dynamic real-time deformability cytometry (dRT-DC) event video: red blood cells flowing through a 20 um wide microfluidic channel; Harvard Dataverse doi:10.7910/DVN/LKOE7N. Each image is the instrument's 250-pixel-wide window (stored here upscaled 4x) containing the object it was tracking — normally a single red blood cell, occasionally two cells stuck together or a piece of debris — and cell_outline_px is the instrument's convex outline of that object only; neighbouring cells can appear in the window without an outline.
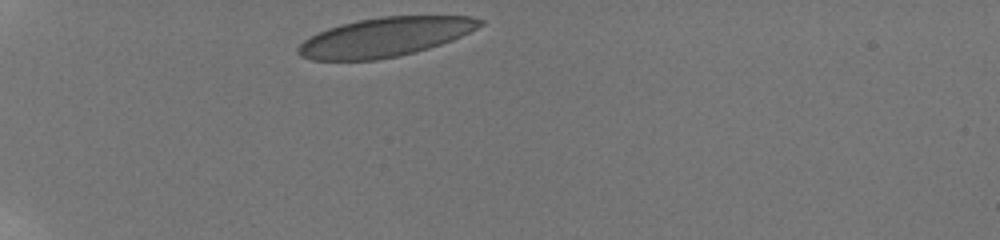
{"species": "human", "species_latin": "Homo sapiens", "temperature_condition": "room temperature", "stored_images_in_passage": 34, "camera_frame_rate_fps": 3000, "um_per_image_px": 0.085, "donor": {"sex": "male"}, "frame": {"image": 1, "passage_image": 1, "time_ms": 0.0, "image_size_px": [1000, 240], "cell_outline_px": [[484, 24], [452, 40], [428, 48], [400, 56], [376, 60], [312, 60], [300, 56], [296, 52], [296, 48], [304, 40], [328, 28], [340, 24], [380, 16], [472, 16], [484, 20]], "centroid_in_image_um": [32.71, 3.15], "position_along_channel_um": 52.3, "area_um2": 41.27}}
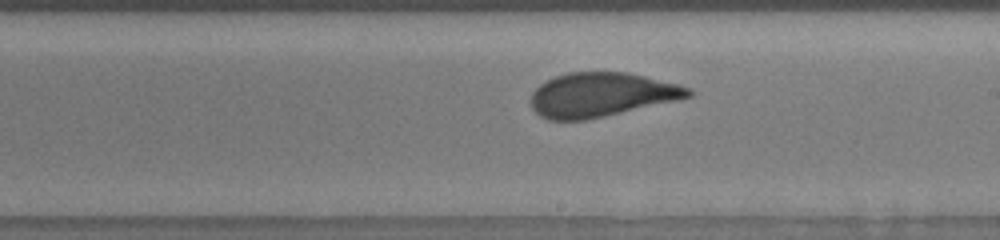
{"frame": {"image": 2, "passage_image": 19, "time_ms": 6.0, "image_size_px": [1000, 240], "cell_outline_px": [[692, 96], [680, 100], [604, 116], [584, 120], [548, 120], [540, 116], [532, 108], [532, 92], [540, 84], [556, 76], [568, 72], [628, 72], [692, 88]], "centroid_in_image_um": [51.13, 8.05], "position_along_channel_um": 237.9, "area_um2": 40.4}}
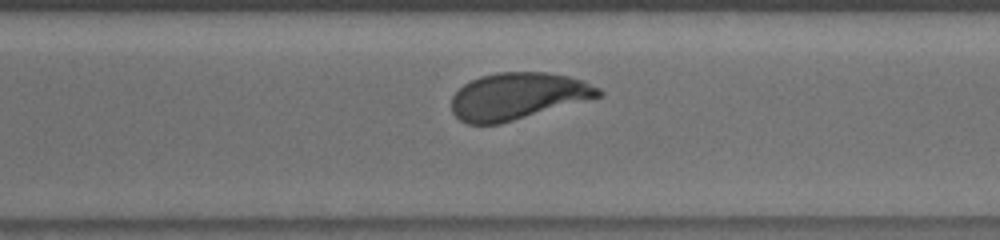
{"frame": {"image": 3, "passage_image": 26, "time_ms": 8.333, "image_size_px": [1000, 240], "cell_outline_px": [[604, 92], [600, 96], [500, 124], [468, 124], [460, 120], [452, 112], [452, 96], [464, 84], [480, 76], [496, 72], [548, 72], [568, 76], [584, 80], [600, 88]], "centroid_in_image_um": [44.0, 8.16], "position_along_channel_um": 326.6, "area_um2": 39.94}, "authors_computed_cell_mechanics": {"area_um2": 41.0958, "velocity_mm_per_s": 3.8078, "shape_relaxation_time_tau1_ms": 4.9855, "shape_relaxation_time_tau2_ms": null, "deformation_change_tau1": 0.1597, "deformation_change_tau2": null}}